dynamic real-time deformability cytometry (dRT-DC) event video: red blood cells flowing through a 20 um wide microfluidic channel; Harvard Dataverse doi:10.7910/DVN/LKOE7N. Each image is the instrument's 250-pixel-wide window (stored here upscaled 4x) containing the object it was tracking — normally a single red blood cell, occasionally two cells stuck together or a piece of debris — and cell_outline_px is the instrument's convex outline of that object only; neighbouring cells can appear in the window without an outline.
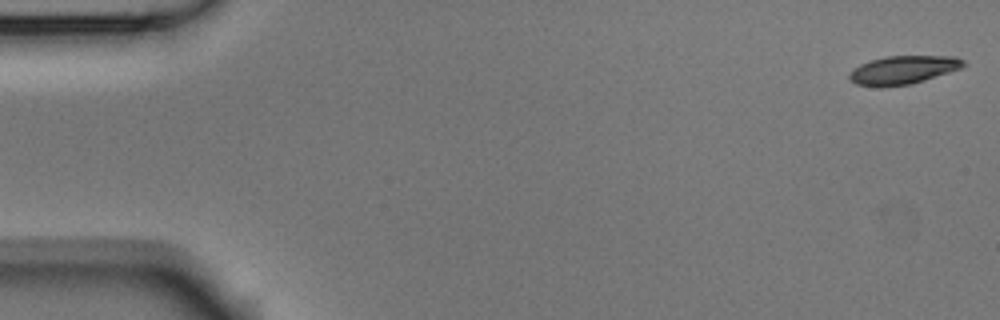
{"species": "Egyptian fruit bat (a non-hibernating species)", "species_latin": "Rousettus aegyptiacus", "temperature_condition": "room temperature", "stored_images_in_passage": 10, "camera_frame_rate_fps": 3000, "um_per_image_px": 0.085, "animal": {"sex": "male"}, "frame": {"image": 1, "passage_image": 1, "time_ms": 0.0, "image_size_px": [1000, 320], "cell_outline_px": [[968, 64], [960, 68], [924, 80], [908, 84], [880, 88], [856, 84], [848, 80], [848, 76], [860, 64], [884, 56], [956, 56], [964, 60]], "centroid_in_image_um": [76.76, 5.95], "position_along_channel_um": 8.2, "area_um2": 18.84}}